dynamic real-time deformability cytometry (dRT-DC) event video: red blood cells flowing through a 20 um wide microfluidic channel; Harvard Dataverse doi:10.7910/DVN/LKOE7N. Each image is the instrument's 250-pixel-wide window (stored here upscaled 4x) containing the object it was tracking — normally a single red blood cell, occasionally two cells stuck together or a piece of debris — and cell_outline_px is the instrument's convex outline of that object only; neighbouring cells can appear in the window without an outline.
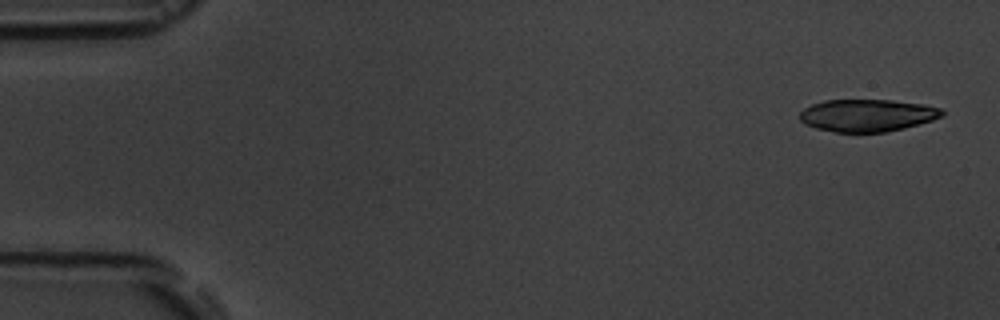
{"species": "common noctule bat (a hibernating species)", "species_latin": "Nyctalus noctula", "temperature_condition": "room temperature", "stored_images_in_passage": 6, "camera_frame_rate_fps": 3000, "um_per_image_px": 0.085, "animal": {"sex": "male", "body_mass_g": 19.5, "forearm_length_mm": 54.6}, "frame": {"image": 1, "passage_image": 1, "time_ms": 0.0, "image_size_px": [1000, 320], "cell_outline_px": [[944, 116], [932, 120], [904, 128], [884, 132], [836, 132], [816, 128], [804, 124], [800, 120], [800, 112], [804, 108], [812, 104], [824, 100], [892, 100], [924, 104], [940, 108], [944, 112]], "centroid_in_image_um": [73.71, 9.8], "position_along_channel_um": 11.3, "area_um2": 26.82}}